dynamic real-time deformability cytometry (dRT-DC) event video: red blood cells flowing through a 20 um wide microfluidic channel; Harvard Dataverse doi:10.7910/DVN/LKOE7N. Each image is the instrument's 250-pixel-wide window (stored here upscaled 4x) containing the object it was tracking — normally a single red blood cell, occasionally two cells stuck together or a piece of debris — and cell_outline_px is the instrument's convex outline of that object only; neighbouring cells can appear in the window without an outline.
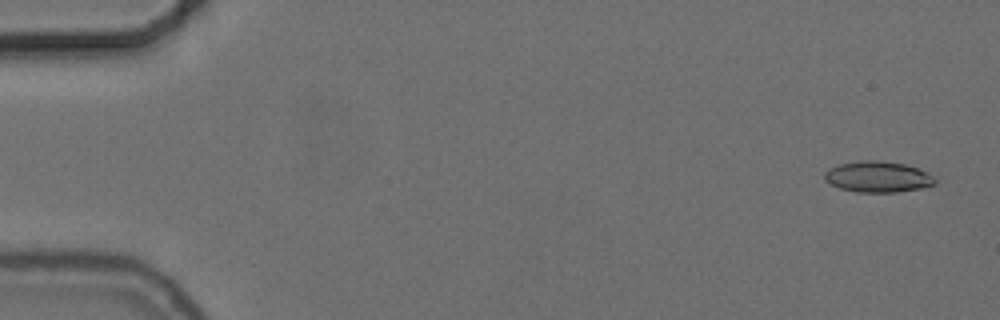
{"species": "common noctule bat (a hibernating species)", "species_latin": "Nyctalus noctula", "temperature_condition": "cold", "stored_images_in_passage": 56, "camera_frame_rate_fps": 3000, "um_per_image_px": 0.085, "animal": {"sex": "female", "body_mass_g": 24.6, "forearm_length_mm": 56.2}, "frame": {"image": 1, "passage_image": 3, "time_ms": 0.667, "image_size_px": [1000, 320], "cell_outline_px": [[936, 184], [920, 188], [896, 192], [856, 192], [840, 188], [824, 180], [824, 172], [828, 168], [840, 164], [860, 160], [876, 160], [904, 164], [928, 172], [936, 176]], "centroid_in_image_um": [74.62, 15.02], "position_along_channel_um": 10.4, "area_um2": 20.0}}
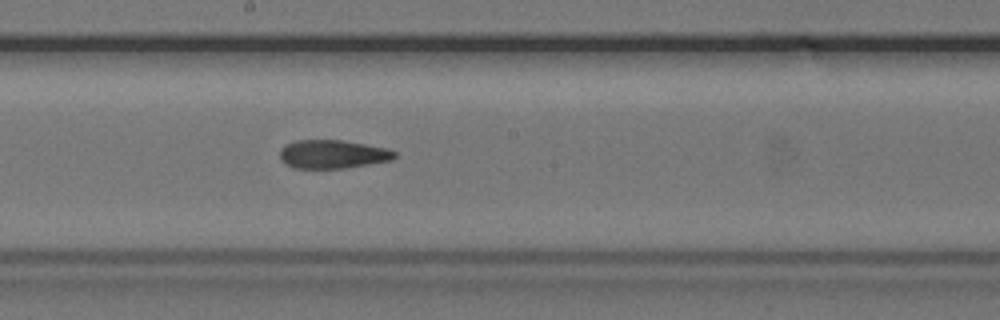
{"frame": {"image": 2, "passage_image": 31, "time_ms": 10.0, "image_size_px": [1000, 320], "cell_outline_px": [[396, 156], [392, 160], [348, 168], [292, 168], [284, 164], [280, 160], [280, 148], [284, 144], [296, 140], [340, 140], [388, 148], [396, 152]], "centroid_in_image_um": [28.24, 13.11], "position_along_channel_um": 220.0, "area_um2": 19.31}}
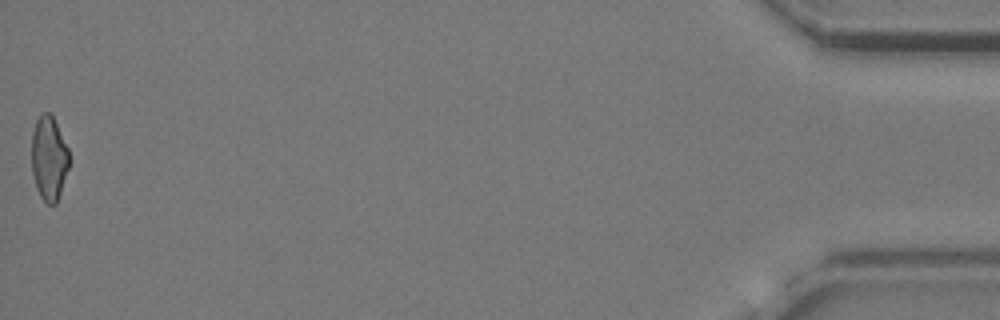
{"frame": {"image": 3, "passage_image": 56, "time_ms": 18.333, "image_size_px": [1000, 320], "cell_outline_px": [[68, 168], [56, 204], [48, 204], [40, 196], [36, 188], [32, 172], [32, 132], [36, 120], [40, 112], [48, 112], [52, 116], [68, 148]], "centroid_in_image_um": [4.13, 13.44], "position_along_channel_um": 431.1, "area_um2": 18.21}, "authors_computed_cell_mechanics": {"area_um2": 19.9121, "velocity_mm_per_s": 3.723, "shape_relaxation_time_tau1_ms": null, "shape_relaxation_time_tau2_ms": 3.7625, "deformation_change_tau1": null, "deformation_change_tau2": 0.1096}}